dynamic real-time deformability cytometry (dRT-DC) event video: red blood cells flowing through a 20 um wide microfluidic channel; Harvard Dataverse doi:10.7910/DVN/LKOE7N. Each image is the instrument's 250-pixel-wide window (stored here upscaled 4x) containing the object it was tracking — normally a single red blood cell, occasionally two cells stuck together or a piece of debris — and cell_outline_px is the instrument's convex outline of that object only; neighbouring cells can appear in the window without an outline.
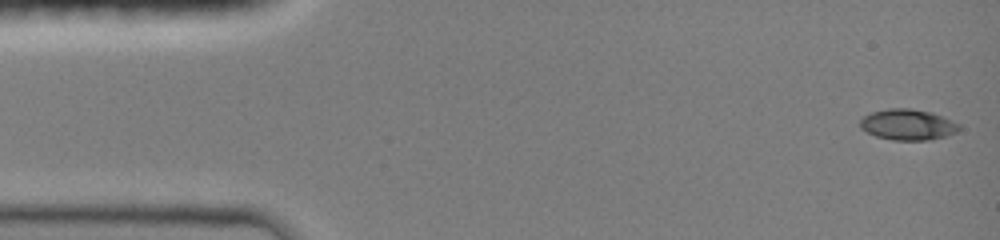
{"species": "common noctule bat (a hibernating species)", "species_latin": "Nyctalus noctula", "temperature_condition": "room temperature", "stored_images_in_passage": 51, "camera_frame_rate_fps": 3000, "um_per_image_px": 0.085, "animal": {"sex": "female", "body_mass_g": 19.0, "forearm_length_mm": 51.5}, "frame": {"image": 1, "passage_image": 1, "time_ms": 0.0, "image_size_px": [1000, 240], "cell_outline_px": [[960, 128], [956, 132], [948, 136], [928, 140], [892, 140], [876, 136], [860, 128], [860, 120], [864, 116], [872, 112], [888, 108], [912, 108], [932, 112], [960, 124]], "centroid_in_image_um": [77.17, 10.59], "position_along_channel_um": 7.8, "area_um2": 17.86}}
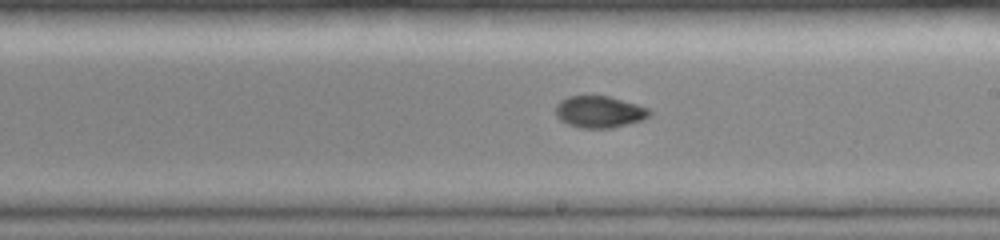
{"frame": {"image": 2, "passage_image": 32, "time_ms": 8.333, "image_size_px": [1000, 240], "cell_outline_px": [[652, 116], [644, 120], [612, 128], [580, 128], [568, 124], [560, 120], [556, 116], [556, 104], [560, 100], [568, 96], [608, 96], [636, 104], [648, 108], [652, 112]], "centroid_in_image_um": [50.96, 9.52], "position_along_channel_um": 238.0, "area_um2": 17.51}}
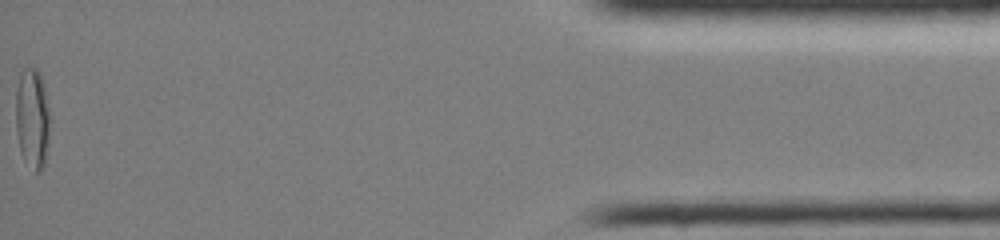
{"frame": {"image": 3, "passage_image": 51, "time_ms": 15.0, "image_size_px": [1000, 240], "cell_outline_px": [[48, 136], [44, 164], [40, 172], [36, 172], [24, 160], [20, 152], [16, 128], [16, 92], [20, 72], [24, 64], [36, 68], [40, 72], [44, 88], [48, 112]], "centroid_in_image_um": [2.71, 9.99], "position_along_channel_um": 432.5, "area_um2": 19.83}, "authors_computed_cell_mechanics": {"area_um2": 17.34, "velocity_mm_per_s": 4.1642, "shape_relaxation_time_tau1_ms": 10.76, "shape_relaxation_time_tau2_ms": 1.5092, "deformation_change_tau1": 0.3017, "deformation_change_tau2": 0.0406}}